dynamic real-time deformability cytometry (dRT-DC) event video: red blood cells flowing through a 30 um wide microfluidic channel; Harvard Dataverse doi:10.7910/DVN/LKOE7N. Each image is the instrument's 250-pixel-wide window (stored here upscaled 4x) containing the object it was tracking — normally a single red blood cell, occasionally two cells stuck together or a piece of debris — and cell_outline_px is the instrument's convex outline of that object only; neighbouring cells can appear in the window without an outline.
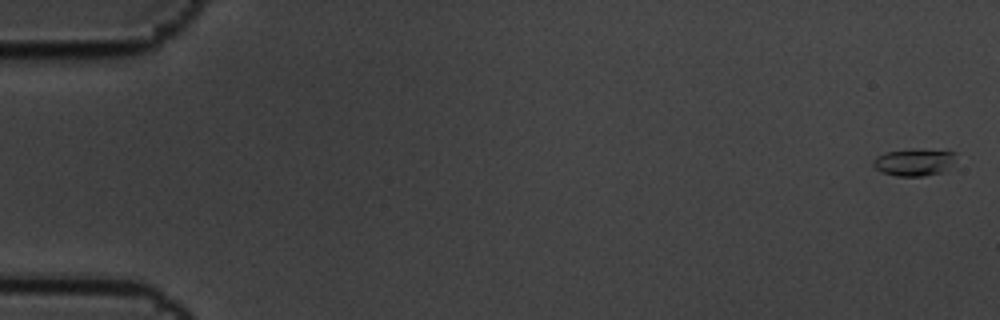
{"species": "common noctule bat (a hibernating species)", "species_latin": "Nyctalus noctula", "temperature_condition": "cold", "stored_images_in_passage": 7, "camera_frame_rate_fps": 3000, "um_per_image_px": 0.085, "animal": {"sex": "male", "body_mass_g": 19.5, "forearm_length_mm": 54.6}, "frame": {"image": 1, "passage_image": 1, "time_ms": 0.0, "image_size_px": [1000, 320], "cell_outline_px": [[956, 152], [948, 168], [944, 172], [924, 176], [896, 176], [880, 172], [872, 164], [872, 160], [876, 156], [884, 152], [912, 148], [920, 148]], "centroid_in_image_um": [77.64, 13.77], "position_along_channel_um": 7.4, "area_um2": 13.35}}
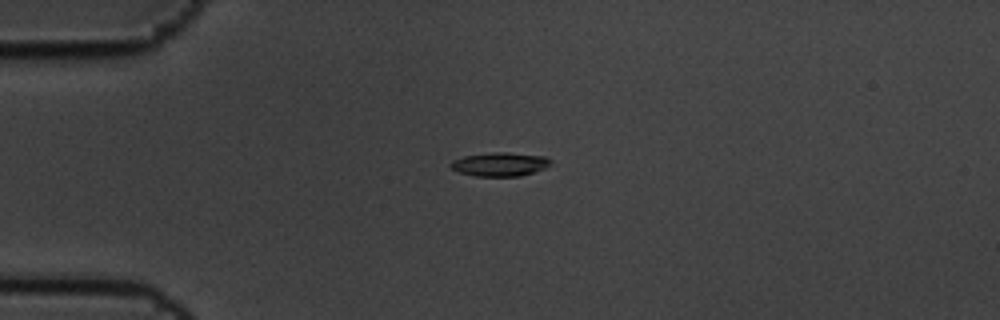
{"frame": {"image": 2, "passage_image": 5, "time_ms": 1.333, "image_size_px": [1000, 320], "cell_outline_px": [[552, 160], [544, 168], [520, 176], [476, 176], [460, 172], [452, 168], [448, 164], [452, 160], [464, 156], [492, 152], [508, 152], [544, 156]], "centroid_in_image_um": [42.46, 13.95], "position_along_channel_um": 42.5, "area_um2": 13.7}}
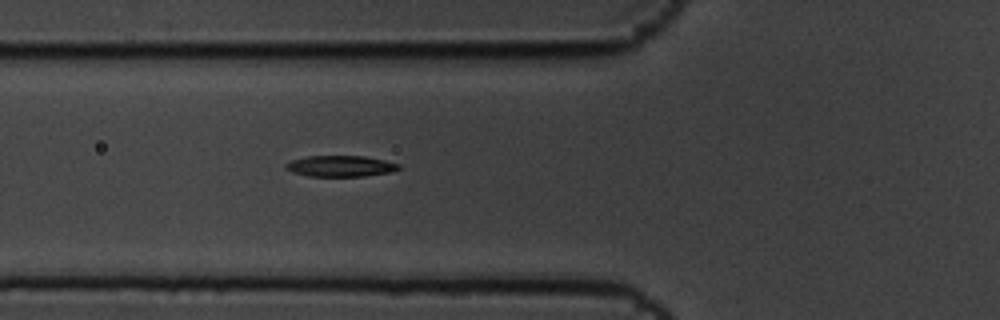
{"frame": {"image": 3, "passage_image": 7, "time_ms": 2.0, "image_size_px": [1000, 320], "cell_outline_px": [[400, 168], [392, 172], [364, 176], [308, 176], [292, 172], [284, 168], [284, 164], [288, 160], [308, 156], [364, 156], [384, 160], [400, 164]], "centroid_in_image_um": [28.9, 14.11], "position_along_channel_um": 96.9, "area_um2": 13.99}}